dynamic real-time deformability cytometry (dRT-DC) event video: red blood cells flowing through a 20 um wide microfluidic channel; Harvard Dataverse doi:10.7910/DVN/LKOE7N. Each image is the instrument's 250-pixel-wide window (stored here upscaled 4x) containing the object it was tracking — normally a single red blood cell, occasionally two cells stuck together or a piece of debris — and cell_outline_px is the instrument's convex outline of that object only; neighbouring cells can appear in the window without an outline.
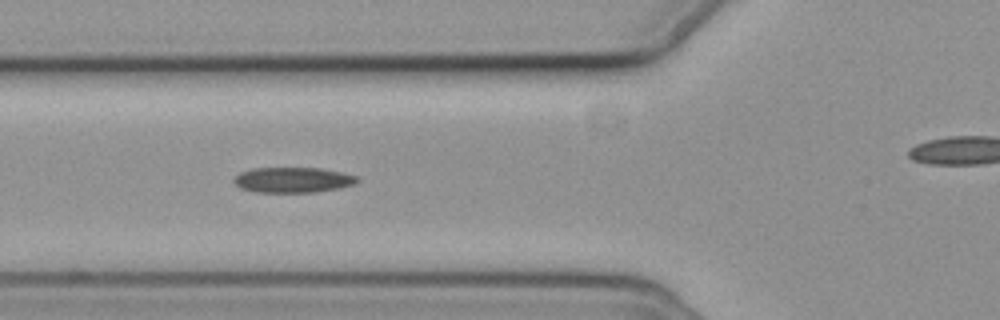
{"species": "common noctule bat (a hibernating species)", "species_latin": "Nyctalus noctula", "temperature_condition": "cold", "stored_images_in_passage": 23, "camera_frame_rate_fps": 3000, "um_per_image_px": 0.085, "animal": {"sex": "female", "body_mass_g": 19.3, "forearm_length_mm": 54.1}, "frame": {"image": 1, "passage_image": 10, "time_ms": 3.0, "image_size_px": [1000, 320], "cell_outline_px": [[360, 180], [356, 184], [340, 188], [316, 192], [256, 192], [240, 188], [232, 180], [240, 172], [252, 168], [320, 168], [340, 172], [356, 176]], "centroid_in_image_um": [24.9, 15.29], "position_along_channel_um": 100.9, "area_um2": 18.26}}